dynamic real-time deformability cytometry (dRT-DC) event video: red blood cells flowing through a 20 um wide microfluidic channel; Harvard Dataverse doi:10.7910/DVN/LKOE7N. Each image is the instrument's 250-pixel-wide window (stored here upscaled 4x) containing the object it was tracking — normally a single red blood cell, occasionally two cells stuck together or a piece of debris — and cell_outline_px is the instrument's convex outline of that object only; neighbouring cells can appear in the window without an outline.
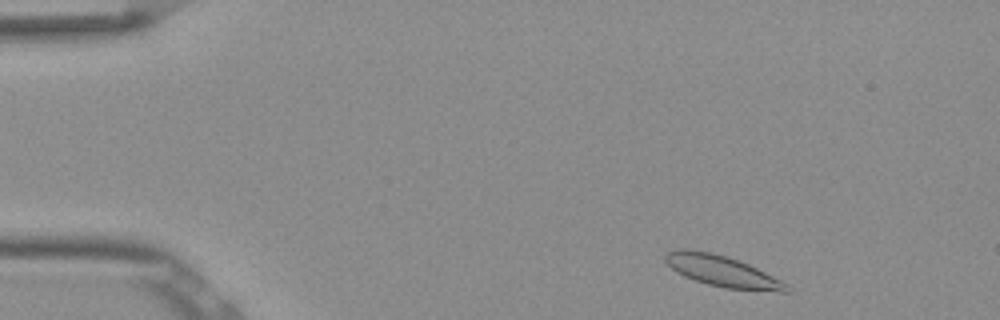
{"species": "Egyptian fruit bat (a non-hibernating species)", "species_latin": "Rousettus aegyptiacus", "temperature_condition": "room temperature", "stored_images_in_passage": 49, "camera_frame_rate_fps": 3000, "um_per_image_px": 0.085, "frame": {"image": 1, "passage_image": 3, "time_ms": 0.667, "image_size_px": [1000, 320], "cell_outline_px": [[792, 292], [780, 292], [724, 288], [708, 284], [684, 276], [676, 272], [664, 260], [664, 256], [668, 252], [680, 248], [688, 248], [712, 252], [728, 256], [748, 264], [788, 284]], "centroid_in_image_um": [61.38, 23.04], "position_along_channel_um": 23.6, "area_um2": 22.02}}
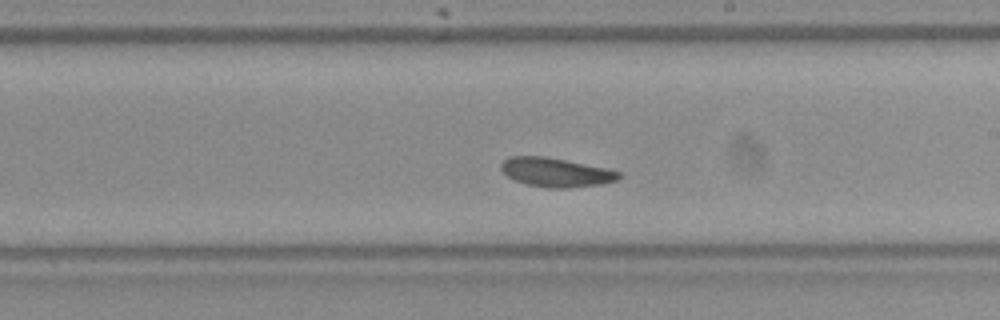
{"frame": {"image": 2, "passage_image": 27, "time_ms": 8.667, "image_size_px": [1000, 320], "cell_outline_px": [[620, 176], [616, 180], [600, 184], [568, 188], [548, 188], [528, 184], [516, 180], [508, 176], [500, 168], [500, 164], [504, 160], [512, 156], [544, 156], [608, 168], [620, 172]], "centroid_in_image_um": [47.25, 14.64], "position_along_channel_um": 241.7, "area_um2": 19.71}}
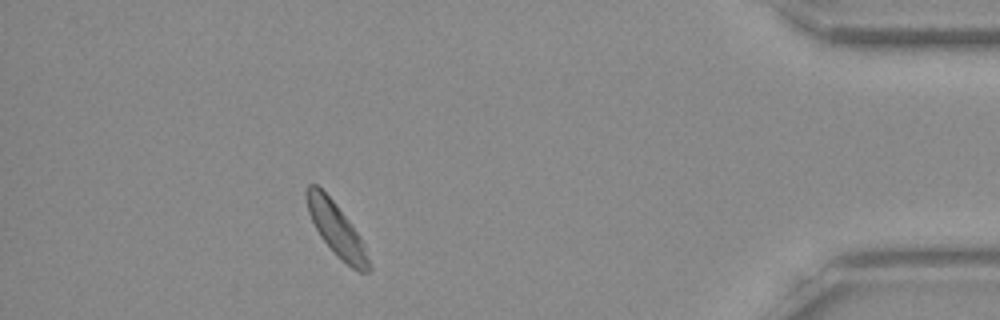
{"frame": {"image": 3, "passage_image": 44, "time_ms": 14.333, "image_size_px": [1000, 320], "cell_outline_px": [[372, 268], [368, 272], [360, 272], [352, 268], [336, 256], [320, 236], [308, 212], [304, 192], [308, 184], [316, 184], [336, 204], [352, 224], [364, 244], [372, 264]], "centroid_in_image_um": [28.61, 19.52], "position_along_channel_um": 406.6, "area_um2": 19.31}, "authors_computed_cell_mechanics": {"area_um2": 19.7098, "velocity_mm_per_s": 3.7756, "shape_relaxation_time_tau1_ms": null, "shape_relaxation_time_tau2_ms": 3.5525, "deformation_change_tau1": null, "deformation_change_tau2": 0.0777}}